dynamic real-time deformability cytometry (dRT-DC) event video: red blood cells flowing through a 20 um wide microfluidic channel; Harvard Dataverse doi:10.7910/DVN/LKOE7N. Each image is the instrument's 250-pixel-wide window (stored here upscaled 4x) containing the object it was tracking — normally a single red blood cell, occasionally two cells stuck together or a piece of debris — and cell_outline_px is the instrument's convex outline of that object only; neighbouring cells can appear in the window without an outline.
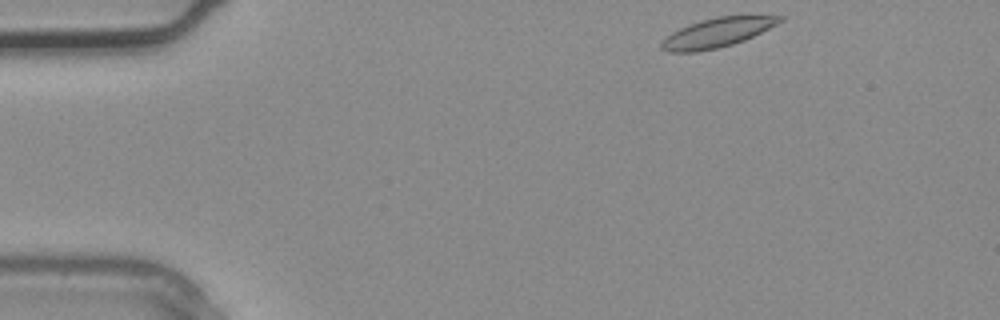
{"species": "common noctule bat (a hibernating species)", "species_latin": "Nyctalus noctula", "temperature_condition": "warm", "stored_images_in_passage": 1, "camera_frame_rate_fps": 3000, "um_per_image_px": 0.085, "animal": {"sex": "male", "body_mass_g": 20.4}, "frame": {"image": 1, "passage_image": 1, "time_ms": 0.0, "image_size_px": [1000, 320], "cell_outline_px": [[784, 20], [744, 40], [732, 44], [716, 48], [696, 52], [668, 52], [660, 48], [660, 40], [672, 32], [688, 24], [700, 20], [716, 16], [784, 16]], "centroid_in_image_um": [60.88, 2.78], "position_along_channel_um": 24.1, "area_um2": 20.06}}